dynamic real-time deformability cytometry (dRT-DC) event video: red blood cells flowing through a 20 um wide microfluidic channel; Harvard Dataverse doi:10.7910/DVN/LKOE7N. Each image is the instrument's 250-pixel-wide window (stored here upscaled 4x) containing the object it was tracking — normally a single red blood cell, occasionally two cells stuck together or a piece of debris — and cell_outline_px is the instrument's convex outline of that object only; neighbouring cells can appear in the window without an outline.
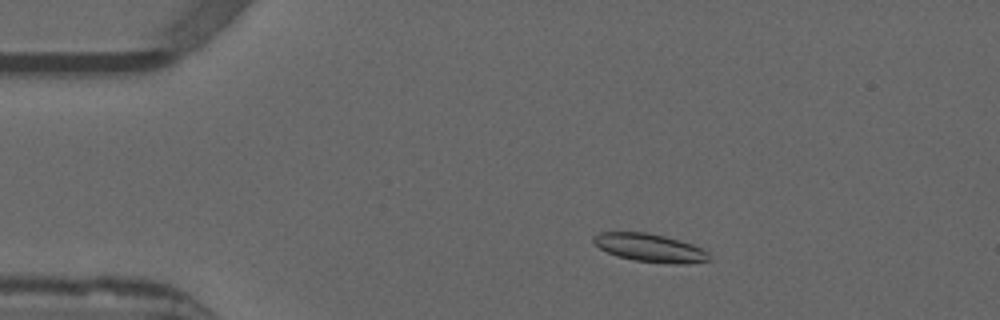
{"species": "common noctule bat (a hibernating species)", "species_latin": "Nyctalus noctula", "temperature_condition": "warm", "stored_images_in_passage": 52, "camera_frame_rate_fps": 3000, "um_per_image_px": 0.085, "animal": {"sex": "male", "forearm_length_mm": 52.5}, "frame": {"image": 1, "passage_image": 9, "time_ms": 2.667, "image_size_px": [1000, 320], "cell_outline_px": [[712, 256], [708, 260], [688, 264], [676, 264], [632, 260], [616, 256], [600, 248], [592, 240], [592, 236], [600, 232], [648, 232], [680, 240], [692, 244], [708, 252]], "centroid_in_image_um": [55.24, 21.06], "position_along_channel_um": 29.8, "area_um2": 19.02}}
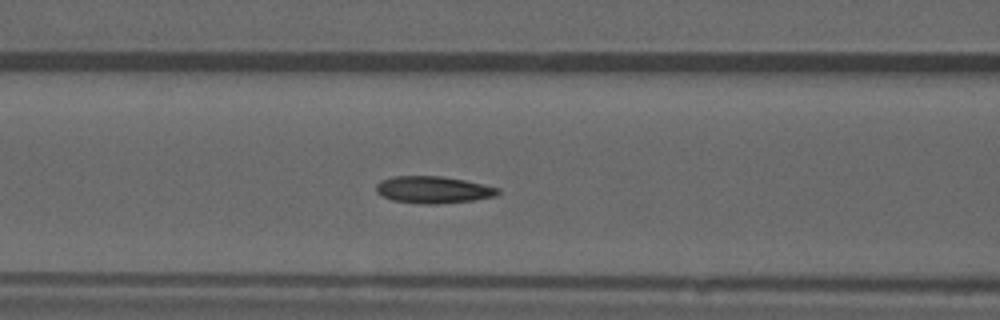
{"frame": {"image": 2, "passage_image": 21, "time_ms": 6.667, "image_size_px": [1000, 320], "cell_outline_px": [[500, 192], [496, 196], [472, 200], [436, 204], [424, 204], [392, 200], [376, 192], [376, 184], [380, 180], [392, 176], [440, 176], [464, 180], [484, 184], [500, 188]], "centroid_in_image_um": [36.82, 16.12], "position_along_channel_um": 129.8, "area_um2": 19.13}}
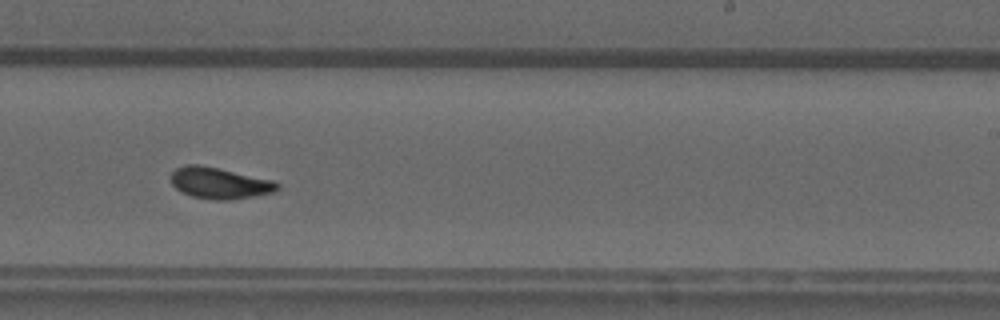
{"frame": {"image": 3, "passage_image": 32, "time_ms": 10.333, "image_size_px": [1000, 320], "cell_outline_px": [[280, 188], [276, 192], [256, 196], [232, 200], [216, 200], [192, 196], [180, 192], [172, 184], [172, 172], [176, 168], [184, 164], [200, 164], [220, 168], [272, 180], [280, 184]], "centroid_in_image_um": [18.68, 15.56], "position_along_channel_um": 270.3, "area_um2": 19.65}, "authors_computed_cell_mechanics": {"area_um2": 18.8139, "velocity_mm_per_s": 3.8468, "shape_relaxation_time_tau1_ms": 9.2121, "shape_relaxation_time_tau2_ms": 1.4793, "deformation_change_tau1": 0.2359, "deformation_change_tau2": 0.0656}}